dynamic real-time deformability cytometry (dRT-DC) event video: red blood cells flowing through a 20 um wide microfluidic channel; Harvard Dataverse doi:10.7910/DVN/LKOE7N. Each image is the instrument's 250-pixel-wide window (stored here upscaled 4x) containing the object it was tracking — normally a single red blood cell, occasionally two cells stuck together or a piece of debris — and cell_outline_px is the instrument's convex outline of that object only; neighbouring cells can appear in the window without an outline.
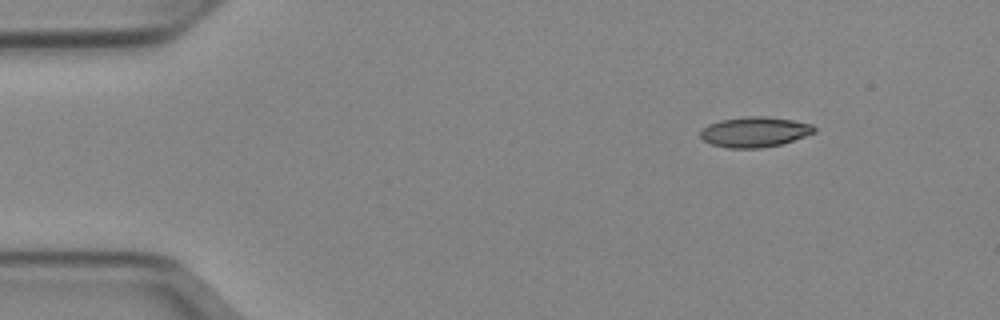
{"species": "Egyptian fruit bat (a non-hibernating species)", "species_latin": "Rousettus aegyptiacus", "temperature_condition": "cold", "stored_images_in_passage": 46, "camera_frame_rate_fps": 3000, "um_per_image_px": 0.085, "animal": {"sex": "female"}, "frame": {"image": 1, "passage_image": 1, "time_ms": 0.0, "image_size_px": [1000, 320], "cell_outline_px": [[816, 132], [780, 144], [760, 148], [728, 148], [712, 144], [704, 140], [700, 136], [700, 132], [708, 124], [720, 120], [744, 116], [768, 116], [792, 120], [812, 124], [816, 128]], "centroid_in_image_um": [64.14, 11.2], "position_along_channel_um": 20.9, "area_um2": 20.0}}
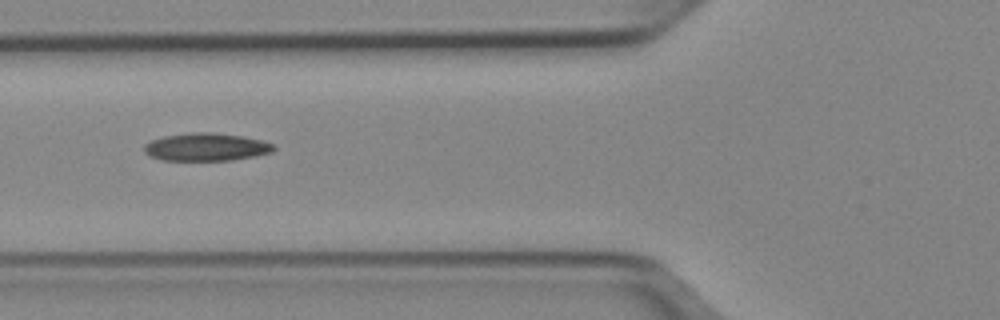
{"frame": {"image": 2, "passage_image": 14, "time_ms": 4.333, "image_size_px": [1000, 320], "cell_outline_px": [[276, 148], [272, 152], [256, 156], [232, 160], [160, 160], [148, 156], [144, 152], [144, 144], [152, 140], [164, 136], [188, 132], [212, 132], [244, 136], [260, 140], [272, 144]], "centroid_in_image_um": [17.5, 12.49], "position_along_channel_um": 108.3, "area_um2": 21.15}}
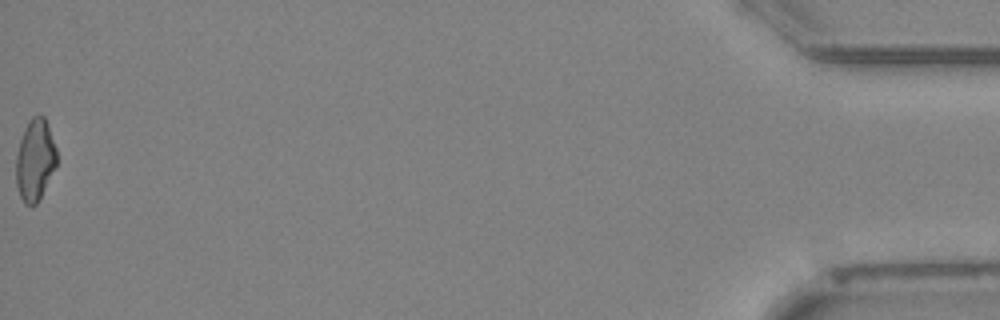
{"frame": {"image": 3, "passage_image": 46, "time_ms": 15.0, "image_size_px": [1000, 320], "cell_outline_px": [[56, 164], [36, 204], [32, 208], [24, 204], [20, 196], [16, 184], [16, 156], [20, 140], [24, 128], [28, 120], [32, 116], [44, 116], [48, 124], [56, 148]], "centroid_in_image_um": [2.95, 13.59], "position_along_channel_um": 432.2, "area_um2": 19.19}, "authors_computed_cell_mechanics": {"area_um2": 20.1722, "velocity_mm_per_s": 3.9692, "shape_relaxation_time_tau1_ms": 9.2527, "shape_relaxation_time_tau2_ms": 4.7164, "deformation_change_tau1": 0.1856, "deformation_change_tau2": 0.1252}}